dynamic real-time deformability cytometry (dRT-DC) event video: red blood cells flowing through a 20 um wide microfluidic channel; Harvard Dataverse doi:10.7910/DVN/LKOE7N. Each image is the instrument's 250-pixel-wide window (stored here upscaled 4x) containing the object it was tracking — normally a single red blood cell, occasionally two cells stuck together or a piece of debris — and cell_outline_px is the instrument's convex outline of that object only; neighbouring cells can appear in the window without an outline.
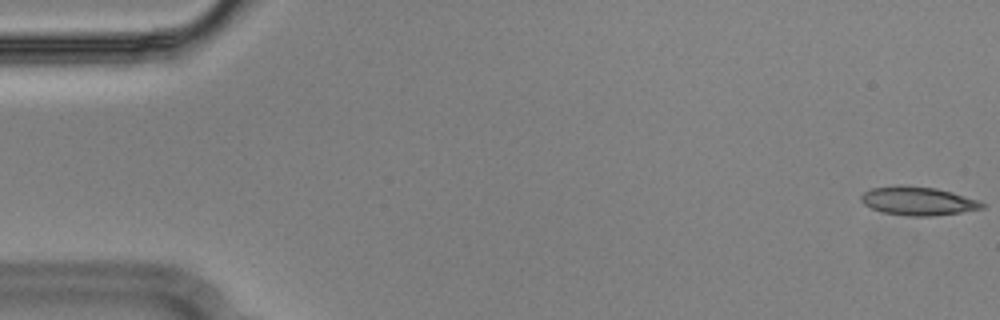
{"species": "Egyptian fruit bat (a non-hibernating species)", "species_latin": "Rousettus aegyptiacus", "temperature_condition": "cold", "stored_images_in_passage": 24, "camera_frame_rate_fps": 3000, "um_per_image_px": 0.085, "animal": {"sex": "male"}, "frame": {"image": 1, "passage_image": 1, "time_ms": 0.0, "image_size_px": [1000, 320], "cell_outline_px": [[984, 208], [960, 212], [932, 216], [908, 216], [880, 212], [864, 204], [860, 200], [860, 196], [864, 192], [872, 188], [900, 184], [936, 188], [952, 192], [976, 200], [984, 204]], "centroid_in_image_um": [77.97, 17.08], "position_along_channel_um": 7.0, "area_um2": 20.11}}
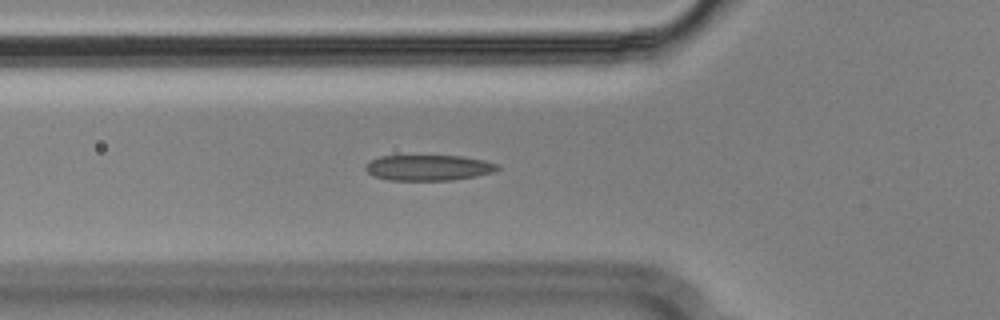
{"frame": {"image": 2, "passage_image": 19, "time_ms": 6.0, "image_size_px": [1000, 320], "cell_outline_px": [[500, 168], [492, 172], [476, 176], [452, 180], [388, 180], [376, 176], [368, 172], [364, 168], [364, 164], [380, 156], [464, 156], [484, 160], [496, 164]], "centroid_in_image_um": [36.41, 14.25], "position_along_channel_um": 89.4, "area_um2": 19.59}}
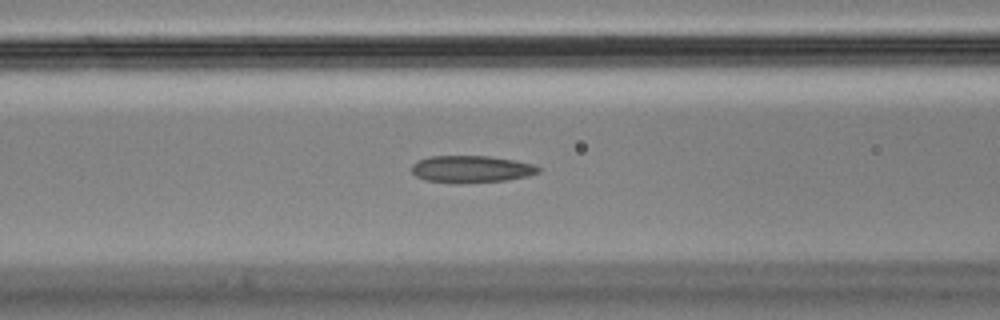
{"frame": {"image": 3, "passage_image": 22, "time_ms": 7.0, "image_size_px": [1000, 320], "cell_outline_px": [[540, 172], [528, 176], [504, 180], [424, 180], [416, 176], [412, 172], [412, 164], [420, 160], [432, 156], [488, 156], [512, 160], [532, 164], [540, 168]], "centroid_in_image_um": [40.08, 14.32], "position_along_channel_um": 126.5, "area_um2": 18.73}}